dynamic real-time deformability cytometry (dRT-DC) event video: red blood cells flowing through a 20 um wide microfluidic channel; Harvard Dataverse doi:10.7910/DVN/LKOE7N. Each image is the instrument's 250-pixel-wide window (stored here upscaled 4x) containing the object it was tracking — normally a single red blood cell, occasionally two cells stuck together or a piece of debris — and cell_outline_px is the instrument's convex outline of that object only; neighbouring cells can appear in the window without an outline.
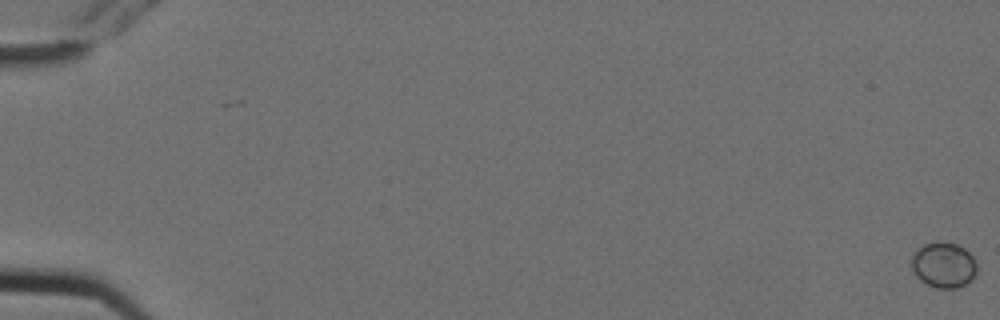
{"species": "Egyptian fruit bat (a non-hibernating species)", "species_latin": "Rousettus aegyptiacus", "temperature_condition": "cold", "stored_images_in_passage": 7, "camera_frame_rate_fps": 3000, "um_per_image_px": 0.085, "animal": {"sex": "female"}, "frame": {"image": 1, "passage_image": 1, "time_ms": 0.0, "image_size_px": [1000, 320], "cell_outline_px": [[976, 272], [972, 280], [956, 288], [936, 288], [920, 280], [916, 276], [912, 268], [912, 256], [924, 244], [940, 240], [956, 244], [964, 248], [972, 256], [976, 264]], "centroid_in_image_um": [80.21, 22.52], "position_along_channel_um": 4.8, "area_um2": 17.22}}
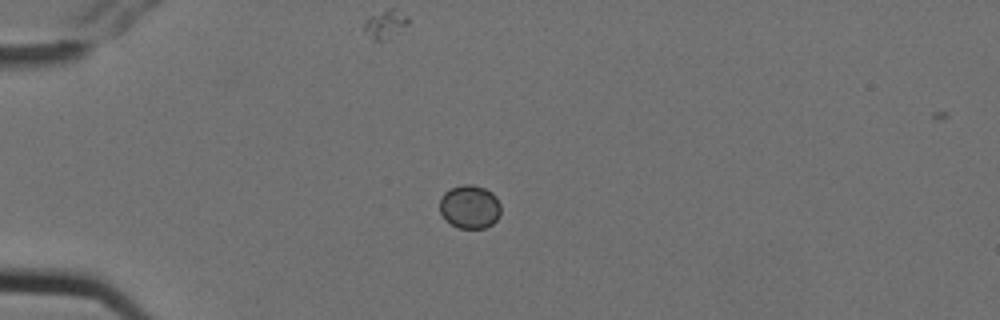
{"frame": {"image": 2, "passage_image": 5, "time_ms": 1.333, "image_size_px": [1000, 320], "cell_outline_px": [[500, 216], [492, 224], [484, 228], [460, 228], [444, 220], [440, 212], [440, 200], [444, 192], [452, 188], [464, 184], [472, 184], [484, 188], [492, 192], [496, 196], [500, 204]], "centroid_in_image_um": [39.93, 17.58], "position_along_channel_um": 45.1, "area_um2": 15.55}}
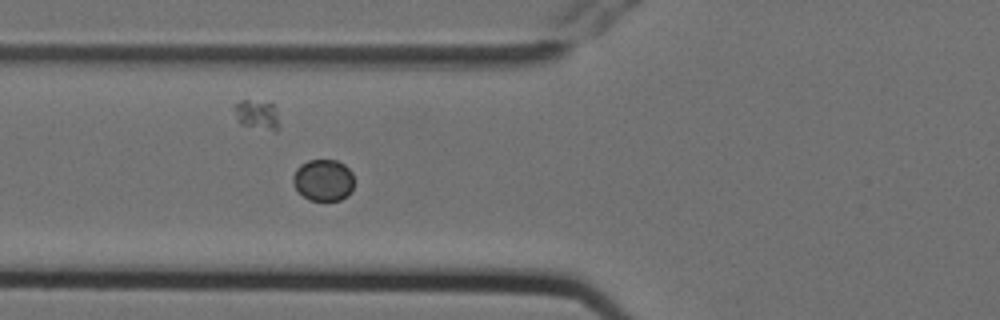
{"frame": {"image": 3, "passage_image": 7, "time_ms": 2.0, "image_size_px": [1000, 320], "cell_outline_px": [[352, 188], [348, 196], [340, 200], [308, 200], [296, 188], [292, 180], [292, 176], [296, 168], [300, 164], [308, 160], [336, 160], [344, 164], [352, 172]], "centroid_in_image_um": [27.47, 15.3], "position_along_channel_um": 98.3, "area_um2": 14.8}}